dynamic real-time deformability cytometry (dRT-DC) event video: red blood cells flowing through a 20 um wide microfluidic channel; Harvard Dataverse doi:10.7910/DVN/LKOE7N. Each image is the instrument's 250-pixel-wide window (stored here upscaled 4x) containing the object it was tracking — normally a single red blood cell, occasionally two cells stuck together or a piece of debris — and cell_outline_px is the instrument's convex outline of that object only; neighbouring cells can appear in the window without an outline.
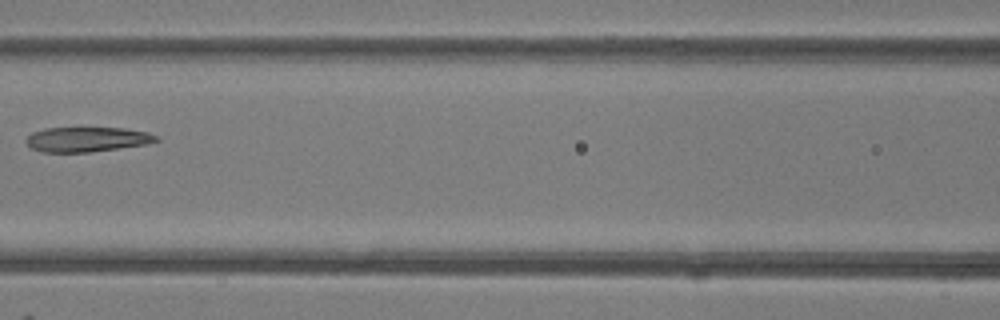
{"species": "common noctule bat (a hibernating species)", "species_latin": "Nyctalus noctula", "temperature_condition": "room temperature", "stored_images_in_passage": 8, "camera_frame_rate_fps": 3000, "um_per_image_px": 0.085, "animal": {"sex": "female"}, "frame": {"image": 1, "passage_image": 7, "time_ms": 7.0, "image_size_px": [1000, 320], "cell_outline_px": [[160, 140], [148, 144], [88, 152], [40, 152], [32, 148], [24, 140], [32, 132], [44, 128], [124, 128], [148, 132], [160, 136]], "centroid_in_image_um": [7.42, 11.84], "position_along_channel_um": 159.2, "area_um2": 18.9}}
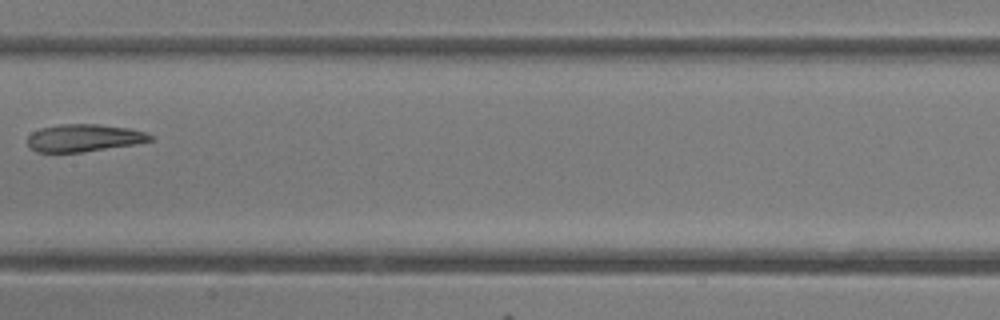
{"frame": {"image": 2, "passage_image": 8, "time_ms": 8.0, "image_size_px": [1000, 320], "cell_outline_px": [[152, 140], [136, 144], [80, 152], [36, 152], [28, 144], [28, 136], [32, 132], [40, 128], [60, 124], [96, 124], [128, 128], [144, 132], [152, 136]], "centroid_in_image_um": [7.11, 11.72], "position_along_channel_um": 200.3, "area_um2": 19.42}}